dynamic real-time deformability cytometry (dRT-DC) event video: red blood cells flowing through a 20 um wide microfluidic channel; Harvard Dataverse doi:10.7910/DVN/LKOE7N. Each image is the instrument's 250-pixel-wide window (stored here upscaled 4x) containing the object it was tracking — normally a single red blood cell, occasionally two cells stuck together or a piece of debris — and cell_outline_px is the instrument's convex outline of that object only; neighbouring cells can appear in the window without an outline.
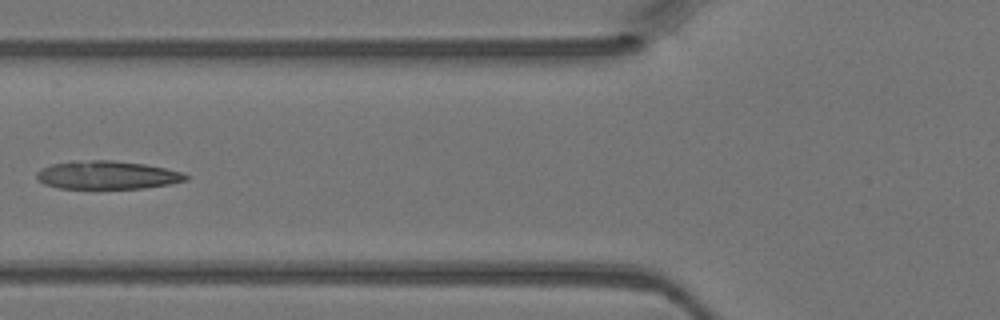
{"species": "Egyptian fruit bat (a non-hibernating species)", "species_latin": "Rousettus aegyptiacus", "temperature_condition": "warm", "stored_images_in_passage": 4, "camera_frame_rate_fps": 3000, "um_per_image_px": 0.085, "animal": {"sex": "female"}, "frame": {"image": 1, "passage_image": 4, "time_ms": 1.0, "image_size_px": [1000, 320], "cell_outline_px": [[188, 180], [168, 184], [144, 188], [60, 188], [44, 184], [36, 176], [36, 172], [40, 168], [52, 164], [92, 160], [112, 160], [144, 164], [184, 172], [188, 176]], "centroid_in_image_um": [9.13, 14.88], "position_along_channel_um": 116.7, "area_um2": 24.28}}